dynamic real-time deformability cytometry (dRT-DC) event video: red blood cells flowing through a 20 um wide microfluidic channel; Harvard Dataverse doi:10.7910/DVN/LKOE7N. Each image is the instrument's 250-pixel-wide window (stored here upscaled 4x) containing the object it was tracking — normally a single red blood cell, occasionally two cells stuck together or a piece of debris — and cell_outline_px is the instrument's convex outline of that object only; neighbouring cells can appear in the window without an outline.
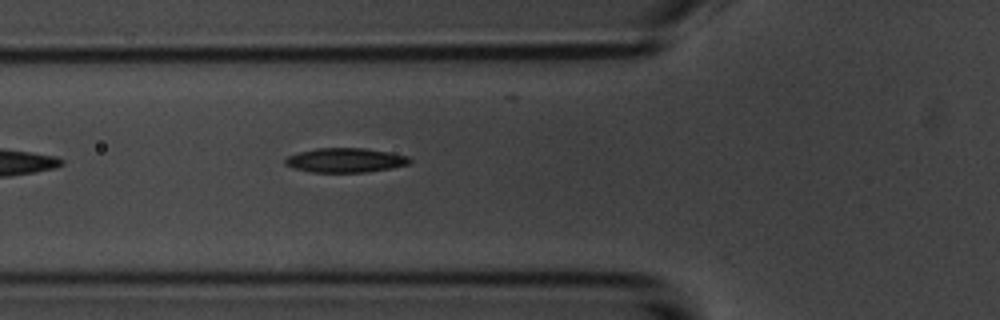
{"species": "common noctule bat (a hibernating species)", "species_latin": "Nyctalus noctula", "temperature_condition": "room temperature", "stored_images_in_passage": 4, "camera_frame_rate_fps": 3000, "um_per_image_px": 0.085, "animal": {"sex": "male", "body_mass_g": 20.1, "forearm_length_mm": 53.5}, "frame": {"image": 1, "passage_image": 4, "time_ms": 5.0, "image_size_px": [1000, 320], "cell_outline_px": [[412, 160], [408, 164], [392, 168], [364, 172], [312, 172], [296, 168], [284, 164], [284, 160], [288, 156], [300, 152], [316, 148], [364, 148], [388, 152], [408, 156]], "centroid_in_image_um": [29.36, 13.61], "position_along_channel_um": 96.4, "area_um2": 17.51}}